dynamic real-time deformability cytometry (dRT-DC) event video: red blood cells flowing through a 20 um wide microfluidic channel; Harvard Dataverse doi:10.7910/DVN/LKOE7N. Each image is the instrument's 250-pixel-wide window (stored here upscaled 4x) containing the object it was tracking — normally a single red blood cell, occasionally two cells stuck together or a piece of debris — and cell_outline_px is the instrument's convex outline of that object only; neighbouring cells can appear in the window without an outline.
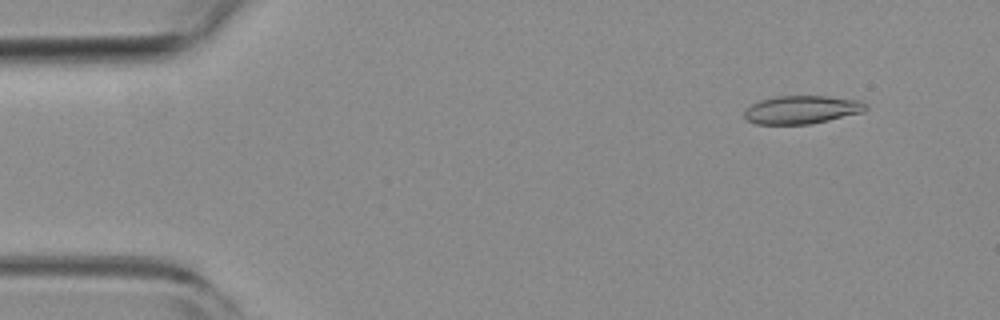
{"species": "common noctule bat (a hibernating species)", "species_latin": "Nyctalus noctula", "temperature_condition": "room temperature", "stored_images_in_passage": 53, "camera_frame_rate_fps": 3000, "um_per_image_px": 0.085, "animal": {"sex": "female", "body_mass_g": 19.3, "forearm_length_mm": 54.1}, "frame": {"image": 1, "passage_image": 5, "time_ms": 1.333, "image_size_px": [1000, 320], "cell_outline_px": [[868, 108], [864, 112], [828, 120], [808, 124], [756, 124], [748, 120], [744, 116], [744, 112], [752, 104], [760, 100], [776, 96], [824, 96], [860, 100], [868, 104]], "centroid_in_image_um": [68.18, 9.32], "position_along_channel_um": 16.8, "area_um2": 19.88}}
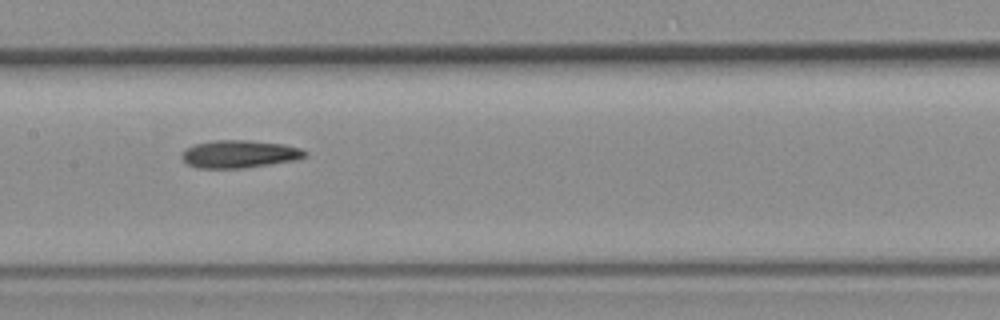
{"frame": {"image": 2, "passage_image": 26, "time_ms": 8.333, "image_size_px": [1000, 320], "cell_outline_px": [[308, 152], [304, 156], [292, 160], [244, 168], [196, 168], [188, 164], [180, 156], [188, 148], [196, 144], [212, 140], [248, 140], [284, 144], [300, 148]], "centroid_in_image_um": [20.32, 13.09], "position_along_channel_um": 187.1, "area_um2": 19.59}}
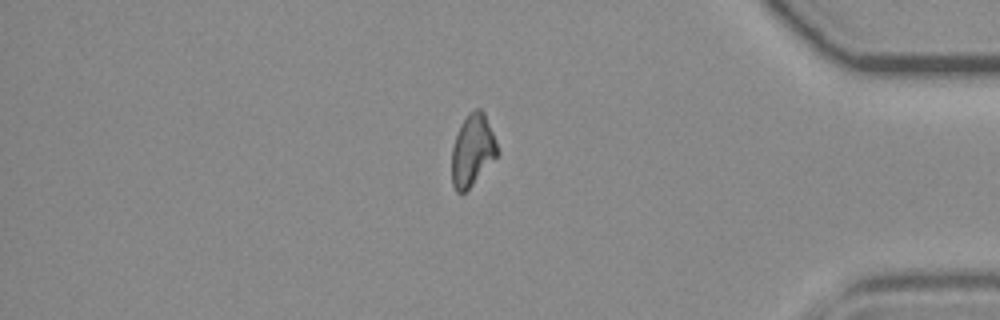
{"frame": {"image": 3, "passage_image": 45, "time_ms": 14.667, "image_size_px": [1000, 320], "cell_outline_px": [[500, 152], [472, 184], [464, 192], [456, 192], [452, 184], [452, 148], [460, 124], [476, 108], [480, 108], [484, 112]], "centroid_in_image_um": [40.15, 12.77], "position_along_channel_um": 395.0, "area_um2": 18.55}, "authors_computed_cell_mechanics": {"area_um2": 19.7098, "velocity_mm_per_s": 3.8252, "shape_relaxation_time_tau1_ms": 11.3435, "shape_relaxation_time_tau2_ms": null, "deformation_change_tau1": 0.23, "deformation_change_tau2": null}}